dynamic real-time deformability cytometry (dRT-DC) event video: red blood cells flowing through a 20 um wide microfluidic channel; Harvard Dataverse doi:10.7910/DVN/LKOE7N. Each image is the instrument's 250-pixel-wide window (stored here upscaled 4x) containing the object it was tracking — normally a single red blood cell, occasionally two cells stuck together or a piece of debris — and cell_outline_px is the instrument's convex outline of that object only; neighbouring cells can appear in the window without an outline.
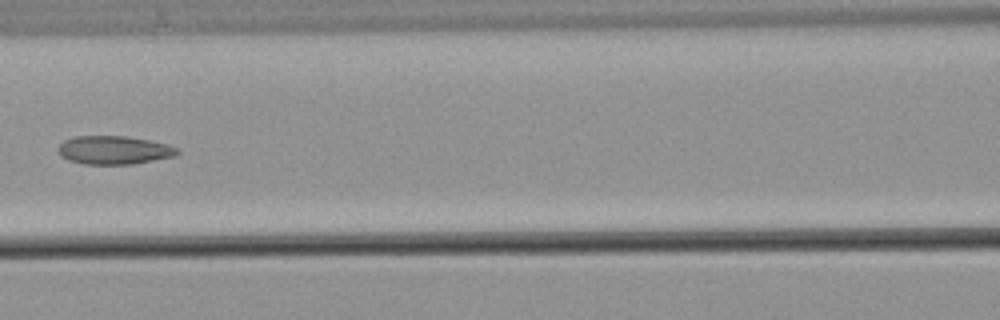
{"species": "common noctule bat (a hibernating species)", "species_latin": "Nyctalus noctula", "temperature_condition": "warm", "stored_images_in_passage": 7, "camera_frame_rate_fps": 3000, "um_per_image_px": 0.085, "animal": {"sex": "male", "body_mass_g": 21.5, "forearm_length_mm": 52.0}, "frame": {"image": 1, "passage_image": 6, "time_ms": 6.0, "image_size_px": [1000, 320], "cell_outline_px": [[180, 152], [176, 156], [132, 164], [84, 164], [68, 160], [60, 156], [56, 148], [64, 140], [76, 136], [124, 136], [148, 140], [168, 144], [176, 148]], "centroid_in_image_um": [9.66, 12.76], "position_along_channel_um": 156.9, "area_um2": 19.77}}